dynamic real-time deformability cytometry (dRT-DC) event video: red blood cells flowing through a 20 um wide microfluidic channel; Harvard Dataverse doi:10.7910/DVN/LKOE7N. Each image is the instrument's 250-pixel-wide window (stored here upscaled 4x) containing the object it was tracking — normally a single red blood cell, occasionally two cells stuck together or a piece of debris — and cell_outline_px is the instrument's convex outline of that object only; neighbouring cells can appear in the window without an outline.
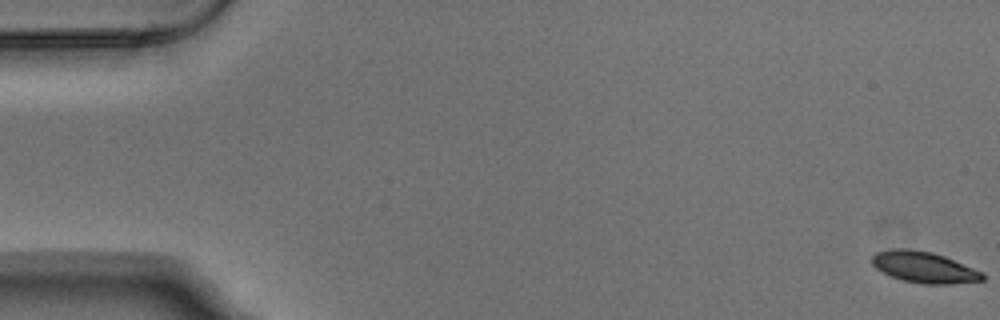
{"species": "Egyptian fruit bat (a non-hibernating species)", "species_latin": "Rousettus aegyptiacus", "temperature_condition": "warm", "stored_images_in_passage": 5, "camera_frame_rate_fps": 3000, "um_per_image_px": 0.085, "animal": {"sex": "male"}, "frame": {"image": 1, "passage_image": 1, "time_ms": 0.0, "image_size_px": [1000, 320], "cell_outline_px": [[984, 280], [948, 284], [920, 284], [904, 280], [892, 276], [876, 268], [872, 264], [872, 256], [876, 252], [896, 248], [908, 248], [932, 252], [944, 256], [984, 272]], "centroid_in_image_um": [78.56, 22.71], "position_along_channel_um": 6.4, "area_um2": 20.0}}